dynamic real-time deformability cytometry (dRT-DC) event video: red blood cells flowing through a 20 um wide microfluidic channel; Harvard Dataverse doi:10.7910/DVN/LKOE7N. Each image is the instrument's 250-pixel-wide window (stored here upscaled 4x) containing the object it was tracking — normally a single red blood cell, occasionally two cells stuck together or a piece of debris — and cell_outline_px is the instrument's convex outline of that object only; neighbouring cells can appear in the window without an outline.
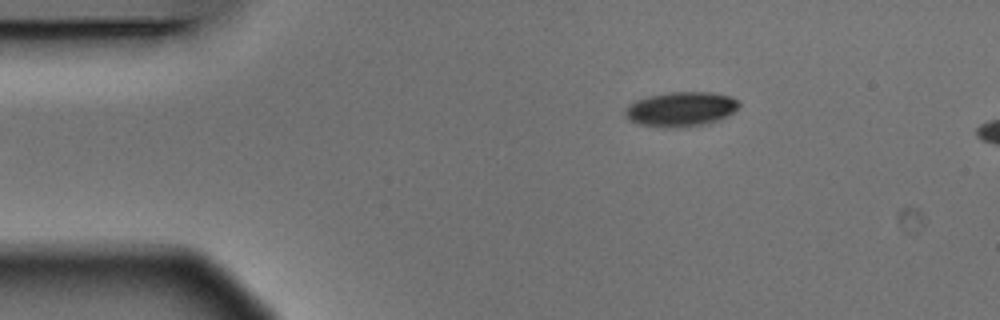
{"species": "Egyptian fruit bat (a non-hibernating species)", "species_latin": "Rousettus aegyptiacus", "temperature_condition": "warm", "stored_images_in_passage": 2, "camera_frame_rate_fps": 3000, "um_per_image_px": 0.085, "animal": {"sex": "male"}, "frame": {"image": 1, "passage_image": 2, "time_ms": 0.333, "image_size_px": [1000, 320], "cell_outline_px": [[740, 104], [732, 112], [716, 120], [704, 124], [672, 128], [640, 124], [628, 120], [624, 116], [624, 108], [628, 104], [636, 100], [648, 96], [668, 92], [712, 92], [732, 96], [740, 100]], "centroid_in_image_um": [57.83, 9.26], "position_along_channel_um": 27.2, "area_um2": 22.95}}